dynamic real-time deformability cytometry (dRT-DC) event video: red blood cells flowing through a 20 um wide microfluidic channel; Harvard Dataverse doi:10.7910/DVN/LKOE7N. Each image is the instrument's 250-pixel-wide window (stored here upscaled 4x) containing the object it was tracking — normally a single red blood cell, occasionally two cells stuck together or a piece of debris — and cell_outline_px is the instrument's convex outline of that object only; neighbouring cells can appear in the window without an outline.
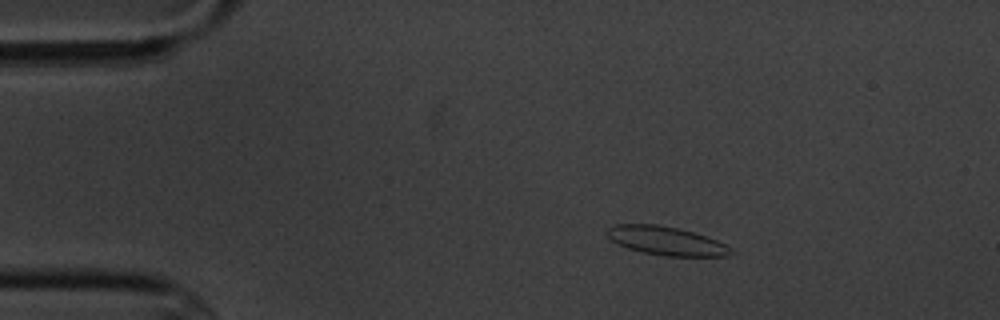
{"species": "common noctule bat (a hibernating species)", "species_latin": "Nyctalus noctula", "temperature_condition": "cold", "stored_images_in_passage": 3, "camera_frame_rate_fps": 3000, "um_per_image_px": 0.085, "animal": {"sex": "male", "body_mass_g": 20.1, "forearm_length_mm": 53.5}, "frame": {"image": 1, "passage_image": 1, "time_ms": 0.0, "image_size_px": [1000, 320], "cell_outline_px": [[736, 252], [728, 256], [664, 256], [644, 252], [628, 248], [612, 240], [604, 232], [608, 228], [616, 224], [656, 224], [676, 228], [708, 236], [732, 248]], "centroid_in_image_um": [56.66, 20.47], "position_along_channel_um": 28.3, "area_um2": 20.58}}